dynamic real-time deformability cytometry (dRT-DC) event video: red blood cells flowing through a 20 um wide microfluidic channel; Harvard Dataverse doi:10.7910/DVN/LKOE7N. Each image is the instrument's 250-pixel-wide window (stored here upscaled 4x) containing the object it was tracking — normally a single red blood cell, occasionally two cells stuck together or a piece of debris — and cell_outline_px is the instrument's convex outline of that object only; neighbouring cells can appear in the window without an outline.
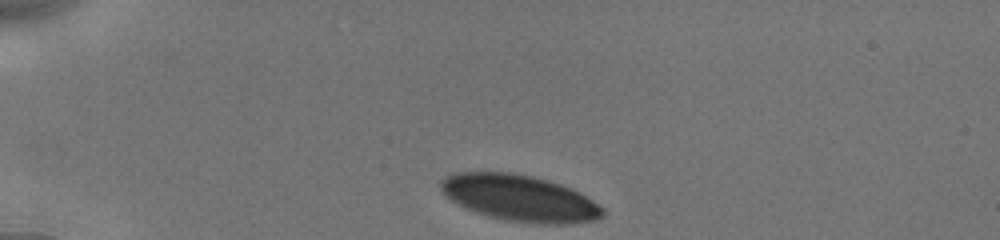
{"species": "human", "species_latin": "Homo sapiens", "temperature_condition": "cold", "stored_images_in_passage": 40, "camera_frame_rate_fps": 3000, "um_per_image_px": 0.085, "donor": {"sex": "male"}, "frame": {"image": 1, "passage_image": 1, "time_ms": 0.0, "image_size_px": [1000, 240], "cell_outline_px": [[604, 216], [596, 220], [576, 224], [540, 224], [504, 220], [488, 216], [464, 208], [452, 200], [440, 188], [440, 180], [444, 176], [456, 172], [512, 172], [532, 176], [548, 180], [572, 188], [580, 192], [604, 208]], "centroid_in_image_um": [44.2, 16.84], "position_along_channel_um": 40.8, "area_um2": 44.04}}
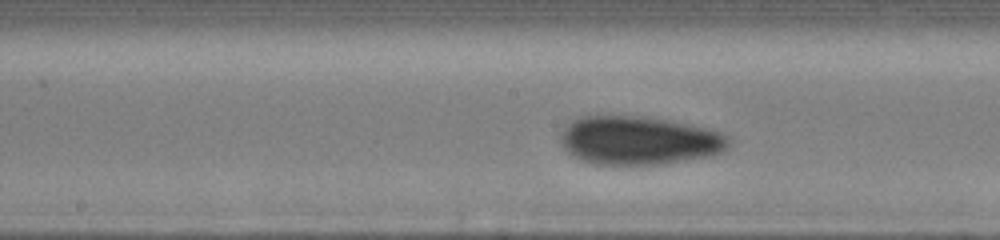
{"frame": {"image": 2, "passage_image": 21, "time_ms": 5.333, "image_size_px": [1000, 240], "cell_outline_px": [[728, 148], [712, 156], [664, 164], [596, 164], [580, 160], [572, 156], [560, 144], [560, 132], [572, 120], [580, 116], [600, 112], [644, 116], [672, 120], [712, 128], [728, 136]], "centroid_in_image_um": [54.27, 11.89], "position_along_channel_um": 193.9, "area_um2": 49.07}}
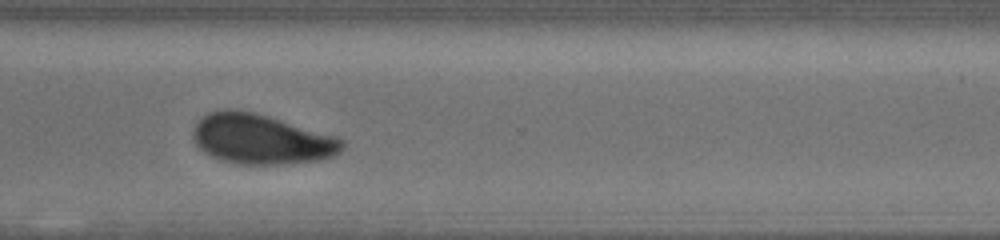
{"frame": {"image": 3, "passage_image": 39, "time_ms": 9.333, "image_size_px": [1000, 240], "cell_outline_px": [[344, 148], [340, 152], [332, 156], [316, 160], [284, 164], [236, 164], [220, 160], [204, 152], [196, 144], [192, 136], [192, 128], [208, 112], [224, 108], [236, 108], [256, 112], [336, 136], [344, 140]], "centroid_in_image_um": [22.18, 11.81], "position_along_channel_um": 348.4, "area_um2": 43.7}}